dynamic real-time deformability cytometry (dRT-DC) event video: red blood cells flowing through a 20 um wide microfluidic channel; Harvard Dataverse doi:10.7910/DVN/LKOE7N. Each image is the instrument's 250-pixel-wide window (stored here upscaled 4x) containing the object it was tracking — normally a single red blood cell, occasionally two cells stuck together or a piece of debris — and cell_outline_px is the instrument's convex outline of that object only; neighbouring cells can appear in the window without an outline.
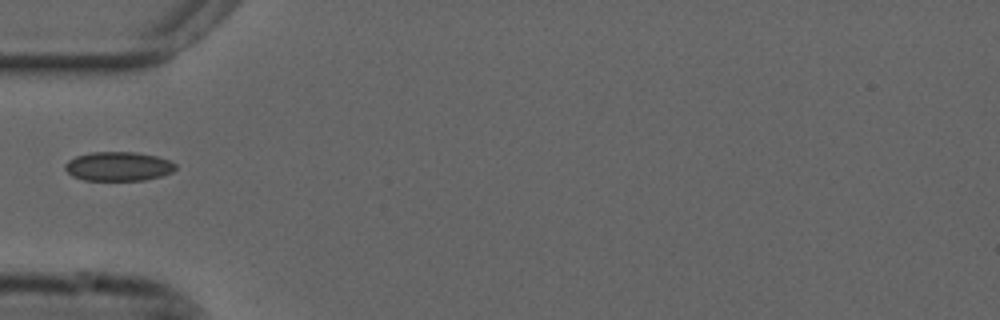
{"species": "common noctule bat (a hibernating species)", "species_latin": "Nyctalus noctula", "temperature_condition": "cold", "stored_images_in_passage": 38, "camera_frame_rate_fps": 3000, "um_per_image_px": 0.085, "animal": {"sex": "male", "forearm_length_mm": 52.5}, "frame": {"image": 1, "passage_image": 1, "time_ms": 0.0, "image_size_px": [1000, 320], "cell_outline_px": [[176, 168], [172, 172], [160, 176], [144, 180], [84, 180], [72, 176], [64, 168], [64, 164], [68, 160], [76, 156], [92, 152], [136, 152], [156, 156], [168, 160], [176, 164]], "centroid_in_image_um": [10.04, 14.14], "position_along_channel_um": 75.0, "area_um2": 18.73}}
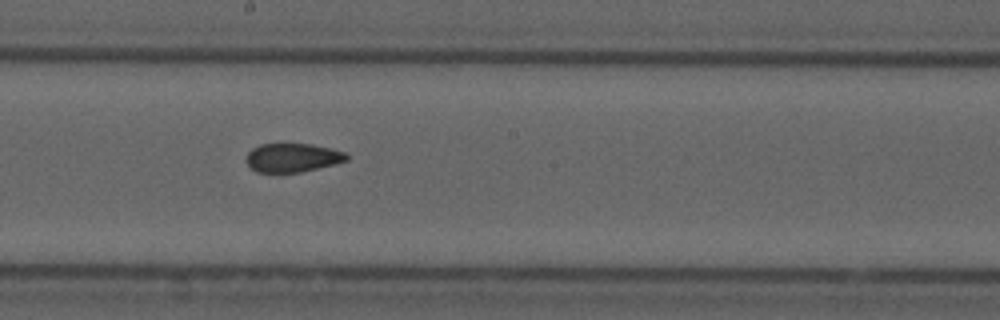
{"frame": {"image": 2, "passage_image": 13, "time_ms": 4.0, "image_size_px": [1000, 320], "cell_outline_px": [[348, 160], [336, 164], [300, 172], [256, 172], [244, 160], [248, 152], [252, 148], [260, 144], [312, 144], [344, 152], [348, 156]], "centroid_in_image_um": [24.84, 13.4], "position_along_channel_um": 223.4, "area_um2": 16.76}}
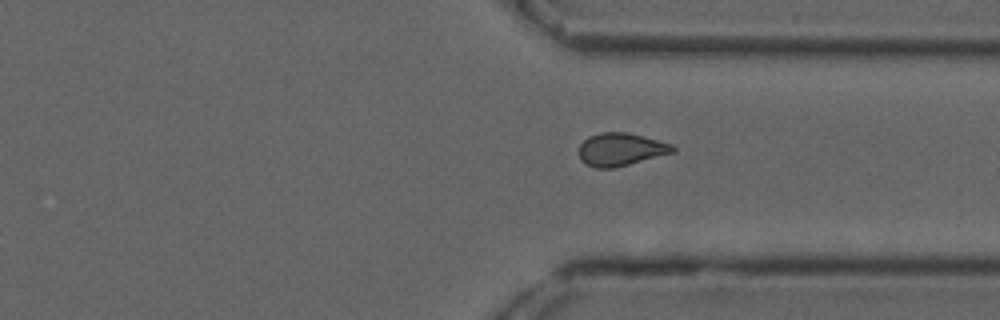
{"frame": {"image": 3, "passage_image": 24, "time_ms": 7.667, "image_size_px": [1000, 320], "cell_outline_px": [[676, 152], [612, 168], [596, 168], [584, 164], [580, 160], [580, 144], [588, 136], [600, 132], [628, 132], [672, 144], [676, 148]], "centroid_in_image_um": [52.76, 12.69], "position_along_channel_um": 358.6, "area_um2": 17.98}}